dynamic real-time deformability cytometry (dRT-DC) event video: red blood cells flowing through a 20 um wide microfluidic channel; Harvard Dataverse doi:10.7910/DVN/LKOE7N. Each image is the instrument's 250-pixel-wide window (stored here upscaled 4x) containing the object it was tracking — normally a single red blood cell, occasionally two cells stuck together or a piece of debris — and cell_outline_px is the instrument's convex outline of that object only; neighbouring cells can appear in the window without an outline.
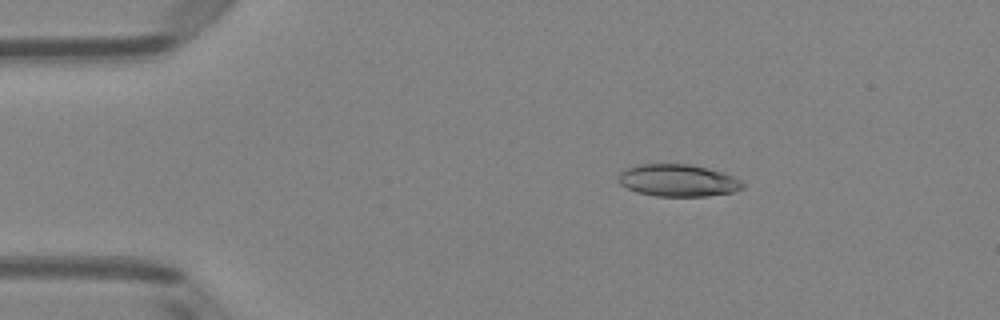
{"species": "Egyptian fruit bat (a non-hibernating species)", "species_latin": "Rousettus aegyptiacus", "temperature_condition": "room temperature", "stored_images_in_passage": 6, "camera_frame_rate_fps": 3000, "um_per_image_px": 0.085, "animal": {"sex": "female"}, "frame": {"image": 1, "passage_image": 3, "time_ms": 0.667, "image_size_px": [1000, 320], "cell_outline_px": [[744, 188], [732, 192], [708, 196], [656, 196], [636, 192], [620, 184], [620, 172], [624, 168], [640, 164], [688, 164], [720, 172], [732, 176], [740, 180], [744, 184]], "centroid_in_image_um": [57.61, 15.34], "position_along_channel_um": 27.4, "area_um2": 23.06}}
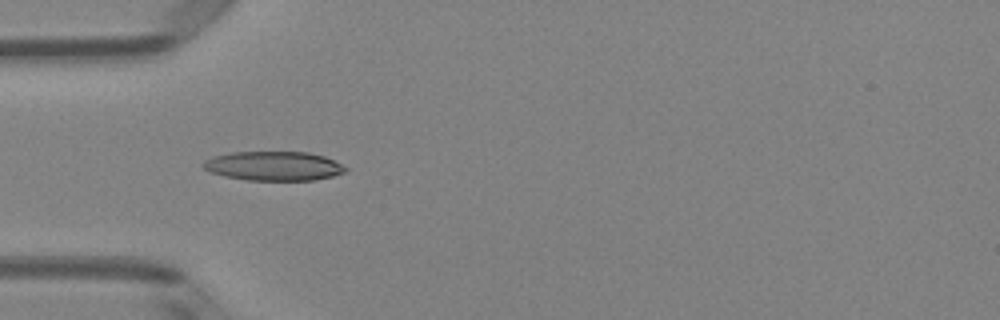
{"frame": {"image": 2, "passage_image": 5, "time_ms": 1.333, "image_size_px": [1000, 320], "cell_outline_px": [[348, 168], [344, 172], [332, 176], [312, 180], [248, 180], [224, 176], [212, 172], [204, 168], [200, 164], [204, 160], [212, 156], [232, 152], [308, 152], [324, 156]], "centroid_in_image_um": [23.22, 14.1], "position_along_channel_um": 61.8, "area_um2": 24.1}}
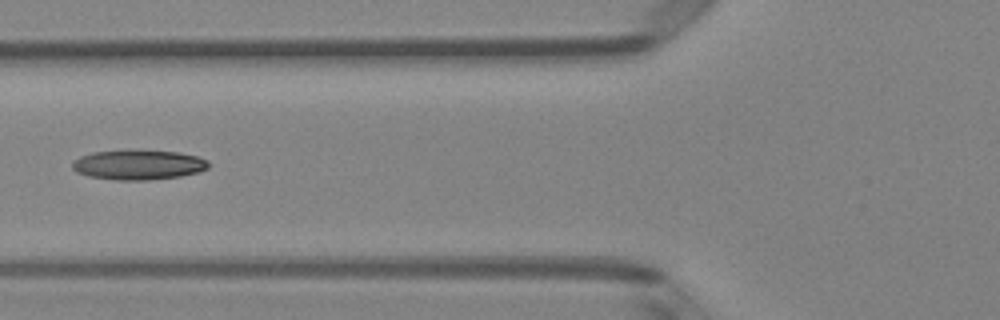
{"frame": {"image": 3, "passage_image": 6, "time_ms": 1.667, "image_size_px": [1000, 320], "cell_outline_px": [[208, 168], [200, 172], [180, 176], [148, 180], [116, 180], [88, 176], [76, 172], [72, 168], [72, 164], [80, 156], [92, 152], [180, 152], [196, 156], [208, 160]], "centroid_in_image_um": [11.78, 14.04], "position_along_channel_um": 114.0, "area_um2": 23.0}}